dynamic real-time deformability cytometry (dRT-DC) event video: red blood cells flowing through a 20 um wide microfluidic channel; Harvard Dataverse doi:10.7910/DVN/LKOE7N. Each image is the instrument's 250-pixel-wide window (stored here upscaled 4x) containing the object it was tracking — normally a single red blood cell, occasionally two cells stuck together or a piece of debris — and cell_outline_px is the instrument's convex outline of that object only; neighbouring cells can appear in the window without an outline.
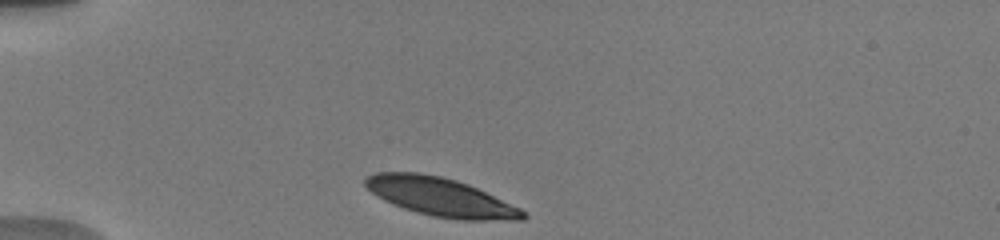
{"species": "human", "species_latin": "Homo sapiens", "temperature_condition": "warm", "stored_images_in_passage": 79, "camera_frame_rate_fps": 3000, "um_per_image_px": 0.085, "donor": {"sex": "male"}, "frame": {"image": 1, "passage_image": 1, "time_ms": 0.0, "image_size_px": [1000, 240], "cell_outline_px": [[528, 216], [524, 220], [460, 220], [432, 216], [416, 212], [404, 208], [384, 200], [372, 192], [364, 184], [364, 180], [368, 176], [376, 172], [420, 172], [440, 176], [456, 180], [468, 184], [520, 208]], "centroid_in_image_um": [37.45, 16.74], "position_along_channel_um": 47.5, "area_um2": 35.14}}
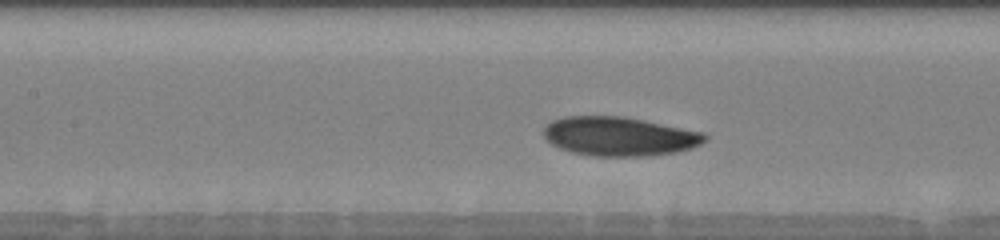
{"frame": {"image": 2, "passage_image": 26, "time_ms": 3.667, "image_size_px": [1000, 240], "cell_outline_px": [[708, 140], [692, 148], [676, 152], [648, 156], [592, 156], [572, 152], [560, 148], [552, 144], [544, 136], [544, 128], [552, 120], [564, 116], [624, 116], [704, 132], [708, 136]], "centroid_in_image_um": [52.67, 11.59], "position_along_channel_um": 154.7, "area_um2": 36.82}}
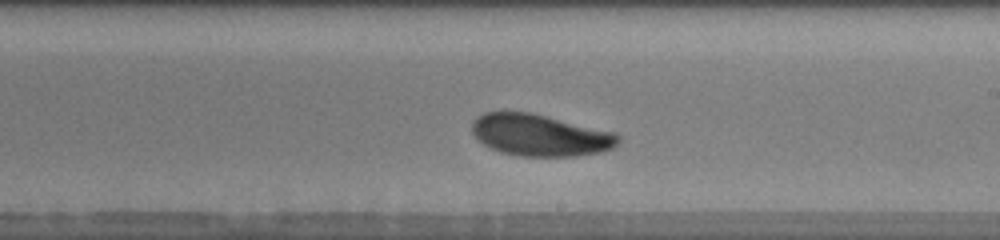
{"frame": {"image": 3, "passage_image": 41, "time_ms": 6.0, "image_size_px": [1000, 240], "cell_outline_px": [[620, 140], [612, 148], [600, 152], [572, 156], [520, 156], [500, 152], [484, 144], [472, 132], [472, 120], [476, 116], [484, 112], [504, 108], [532, 112], [616, 132], [620, 136]], "centroid_in_image_um": [45.86, 11.43], "position_along_channel_um": 243.1, "area_um2": 36.36}, "authors_computed_cell_mechanics": {"area_um2": 36.2984, "velocity_mm_per_s": 3.7949, "shape_relaxation_time_tau1_ms": 2.601, "shape_relaxation_time_tau2_ms": null, "deformation_change_tau1": 0.1347, "deformation_change_tau2": null}}